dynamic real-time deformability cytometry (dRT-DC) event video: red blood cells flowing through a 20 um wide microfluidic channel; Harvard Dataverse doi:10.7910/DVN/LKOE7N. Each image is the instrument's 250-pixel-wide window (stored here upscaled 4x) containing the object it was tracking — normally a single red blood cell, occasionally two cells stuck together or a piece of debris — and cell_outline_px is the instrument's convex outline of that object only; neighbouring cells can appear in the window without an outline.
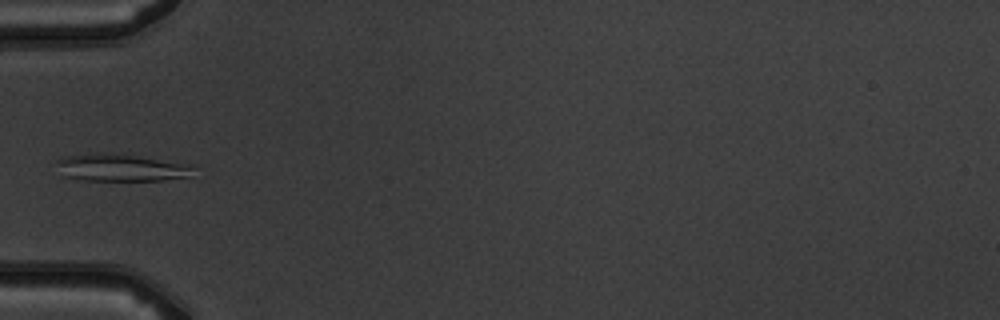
{"species": "common noctule bat (a hibernating species)", "species_latin": "Nyctalus noctula", "temperature_condition": "warm", "stored_images_in_passage": 6, "camera_frame_rate_fps": 3000, "um_per_image_px": 0.085, "animal": {"sex": "male", "body_mass_g": 19.5, "forearm_length_mm": 54.6}, "frame": {"image": 1, "passage_image": 5, "time_ms": 4.667, "image_size_px": [1000, 320], "cell_outline_px": [[196, 168], [188, 176], [164, 180], [84, 180], [60, 176], [56, 160], [60, 156], [136, 156], [196, 164]], "centroid_in_image_um": [10.35, 14.3], "position_along_channel_um": 74.6, "area_um2": 20.98}}
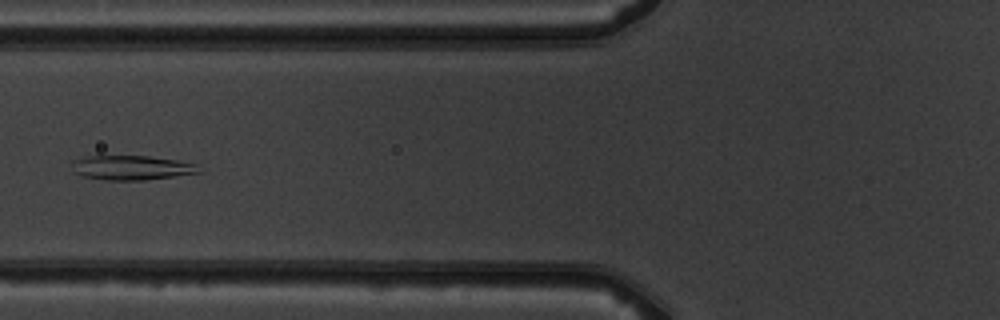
{"frame": {"image": 2, "passage_image": 6, "time_ms": 5.667, "image_size_px": [1000, 320], "cell_outline_px": [[204, 172], [176, 176], [144, 180], [108, 180], [80, 176], [72, 172], [72, 160], [88, 156], [148, 156], [176, 160], [196, 164]], "centroid_in_image_um": [11.17, 14.26], "position_along_channel_um": 114.6, "area_um2": 18.26}}